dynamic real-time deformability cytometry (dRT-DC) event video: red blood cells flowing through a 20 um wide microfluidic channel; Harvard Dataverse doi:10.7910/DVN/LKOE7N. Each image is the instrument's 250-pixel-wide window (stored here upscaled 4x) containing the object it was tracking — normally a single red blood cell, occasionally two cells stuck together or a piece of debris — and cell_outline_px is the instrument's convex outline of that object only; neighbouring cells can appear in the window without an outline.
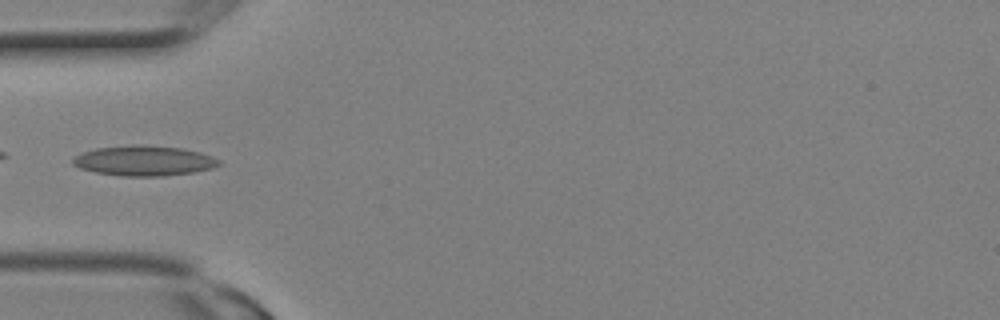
{"species": "Egyptian fruit bat (a non-hibernating species)", "species_latin": "Rousettus aegyptiacus", "temperature_condition": "room temperature", "stored_images_in_passage": 3, "camera_frame_rate_fps": 3000, "um_per_image_px": 0.085, "animal": {"sex": "female"}, "frame": {"image": 1, "passage_image": 3, "time_ms": 0.667, "image_size_px": [1000, 320], "cell_outline_px": [[220, 164], [212, 168], [192, 172], [164, 176], [120, 176], [96, 172], [80, 168], [72, 164], [72, 156], [96, 148], [180, 148], [200, 152], [212, 156], [220, 160]], "centroid_in_image_um": [12.24, 13.72], "position_along_channel_um": 72.8, "area_um2": 24.39}}